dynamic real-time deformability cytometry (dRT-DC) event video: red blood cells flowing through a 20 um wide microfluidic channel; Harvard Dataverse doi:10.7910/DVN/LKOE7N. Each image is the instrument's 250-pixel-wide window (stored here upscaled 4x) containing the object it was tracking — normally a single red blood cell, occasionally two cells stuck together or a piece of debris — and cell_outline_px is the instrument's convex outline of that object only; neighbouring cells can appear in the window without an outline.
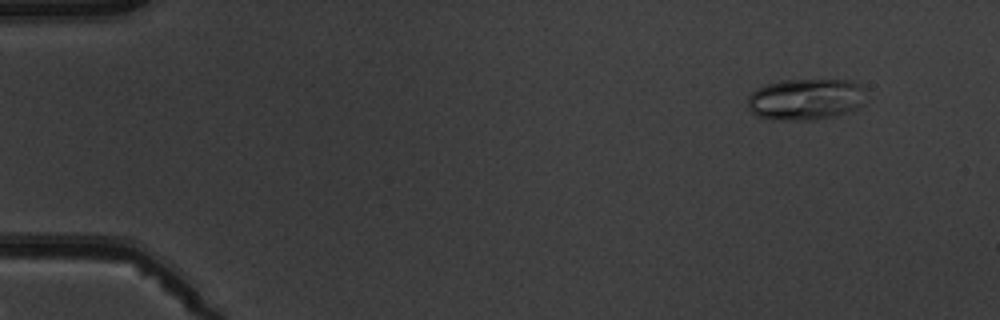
{"species": "common noctule bat (a hibernating species)", "species_latin": "Nyctalus noctula", "temperature_condition": "warm", "stored_images_in_passage": 6, "camera_frame_rate_fps": 3000, "um_per_image_px": 0.085, "animal": {"sex": "male", "body_mass_g": 19.5, "forearm_length_mm": 54.6}, "frame": {"image": 1, "passage_image": 2, "time_ms": 1.333, "image_size_px": [1000, 320], "cell_outline_px": [[860, 88], [856, 108], [836, 116], [816, 120], [772, 120], [756, 116], [748, 108], [748, 96], [752, 92], [764, 84], [780, 80], [848, 80], [856, 84]], "centroid_in_image_um": [68.31, 8.46], "position_along_channel_um": 16.7, "area_um2": 27.98}}